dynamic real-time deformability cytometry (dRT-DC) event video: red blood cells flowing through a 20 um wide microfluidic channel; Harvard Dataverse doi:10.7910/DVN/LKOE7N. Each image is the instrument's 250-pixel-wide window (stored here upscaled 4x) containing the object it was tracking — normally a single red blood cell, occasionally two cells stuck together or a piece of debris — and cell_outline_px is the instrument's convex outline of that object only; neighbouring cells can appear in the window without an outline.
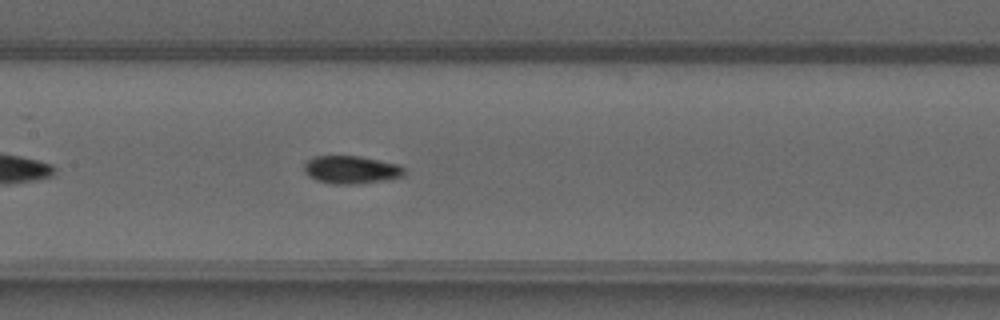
{"species": "common noctule bat (a hibernating species)", "species_latin": "Nyctalus noctula", "temperature_condition": "warm", "stored_images_in_passage": 34, "camera_frame_rate_fps": 3000, "um_per_image_px": 0.085, "animal": {"sex": "male", "forearm_length_mm": 52.5}, "frame": {"image": 1, "passage_image": 12, "time_ms": 3.667, "image_size_px": [1000, 320], "cell_outline_px": [[408, 172], [404, 176], [384, 180], [352, 184], [332, 184], [316, 180], [308, 176], [304, 172], [304, 164], [308, 160], [316, 156], [360, 156], [396, 164], [404, 168]], "centroid_in_image_um": [29.84, 14.43], "position_along_channel_um": 177.6, "area_um2": 16.24}}
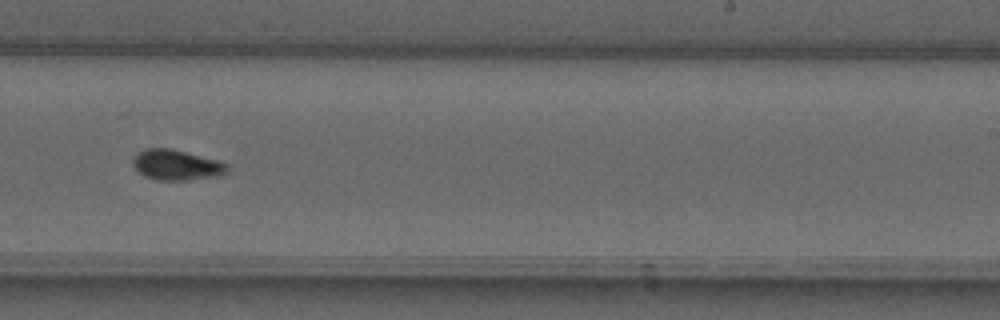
{"frame": {"image": 2, "passage_image": 19, "time_ms": 6.0, "image_size_px": [1000, 320], "cell_outline_px": [[228, 168], [220, 176], [184, 180], [156, 180], [144, 176], [132, 164], [132, 160], [136, 152], [144, 148], [172, 148], [220, 160], [228, 164]], "centroid_in_image_um": [14.99, 14.0], "position_along_channel_um": 274.0, "area_um2": 16.94}}
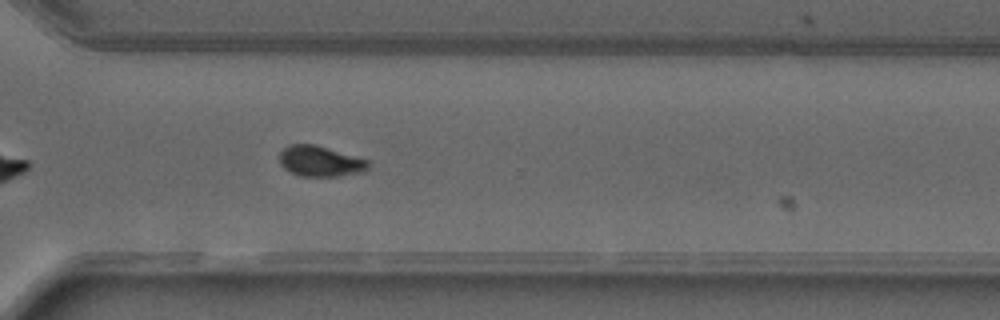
{"frame": {"image": 3, "passage_image": 24, "time_ms": 7.667, "image_size_px": [1000, 320], "cell_outline_px": [[368, 168], [364, 172], [336, 176], [300, 176], [284, 168], [280, 164], [280, 152], [288, 144], [316, 144], [368, 160]], "centroid_in_image_um": [27.21, 13.7], "position_along_channel_um": 343.4, "area_um2": 15.78}, "authors_computed_cell_mechanics": {"area_um2": 16.1551, "velocity_mm_per_s": 4.1569, "shape_relaxation_time_tau1_ms": 7.3582, "shape_relaxation_time_tau2_ms": null, "deformation_change_tau1": 0.1863, "deformation_change_tau2": null}}